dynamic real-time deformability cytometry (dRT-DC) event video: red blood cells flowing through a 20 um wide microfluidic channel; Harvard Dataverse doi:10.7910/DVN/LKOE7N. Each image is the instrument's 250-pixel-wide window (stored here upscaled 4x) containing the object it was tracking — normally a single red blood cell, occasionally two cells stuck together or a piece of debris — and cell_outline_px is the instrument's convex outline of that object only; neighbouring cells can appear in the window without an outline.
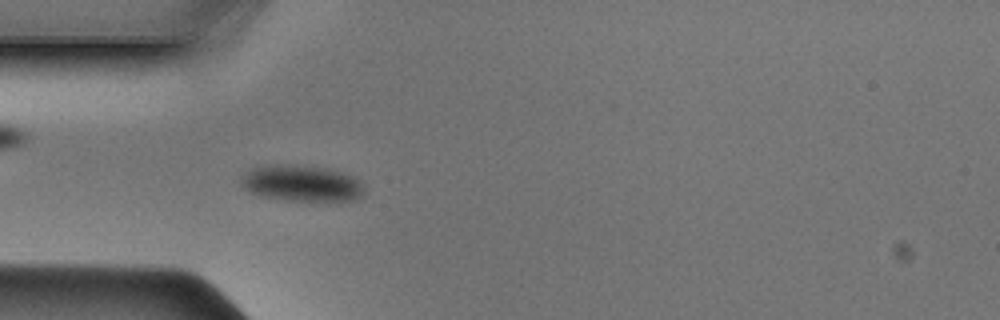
{"species": "Egyptian fruit bat (a non-hibernating species)", "species_latin": "Rousettus aegyptiacus", "temperature_condition": "cold", "stored_images_in_passage": 38, "camera_frame_rate_fps": 3000, "um_per_image_px": 0.085, "animal": {"sex": "male"}, "frame": {"image": 1, "passage_image": 4, "time_ms": 1.0, "image_size_px": [1000, 320], "cell_outline_px": [[364, 192], [360, 196], [352, 200], [288, 200], [264, 196], [252, 192], [244, 188], [240, 180], [240, 176], [252, 168], [260, 164], [296, 164], [332, 168], [352, 176], [360, 180], [364, 184]], "centroid_in_image_um": [25.63, 15.53], "position_along_channel_um": 59.4, "area_um2": 26.24}}
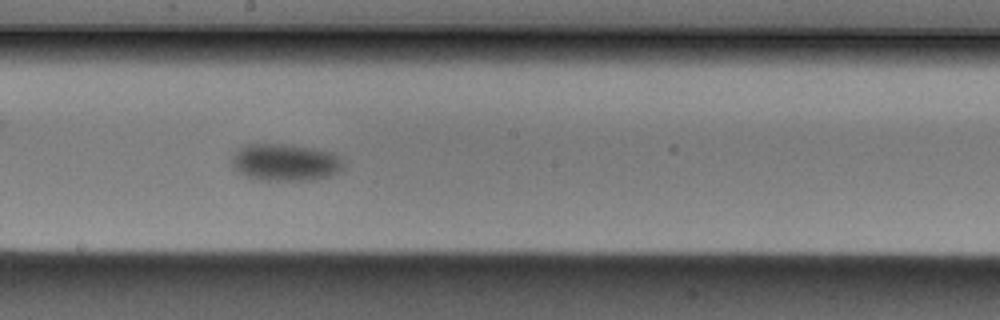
{"frame": {"image": 2, "passage_image": 16, "time_ms": 5.0, "image_size_px": [1000, 320], "cell_outline_px": [[348, 168], [340, 172], [316, 180], [260, 180], [244, 176], [232, 168], [232, 156], [240, 148], [248, 144], [280, 144], [312, 148], [332, 152], [340, 156], [344, 160]], "centroid_in_image_um": [24.31, 13.82], "position_along_channel_um": 223.9, "area_um2": 24.51}}
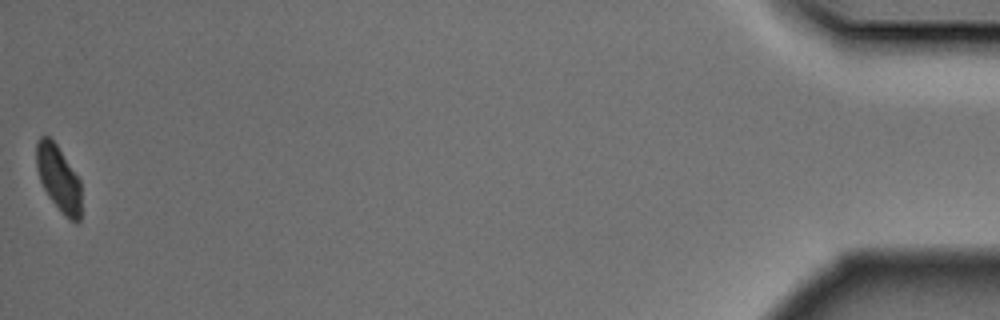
{"frame": {"image": 3, "passage_image": 38, "time_ms": 12.333, "image_size_px": [1000, 320], "cell_outline_px": [[80, 220], [76, 224], [68, 220], [64, 216], [48, 196], [40, 180], [36, 168], [36, 140], [40, 136], [48, 136], [56, 144], [80, 180]], "centroid_in_image_um": [4.96, 15.18], "position_along_channel_um": 430.2, "area_um2": 17.22}}